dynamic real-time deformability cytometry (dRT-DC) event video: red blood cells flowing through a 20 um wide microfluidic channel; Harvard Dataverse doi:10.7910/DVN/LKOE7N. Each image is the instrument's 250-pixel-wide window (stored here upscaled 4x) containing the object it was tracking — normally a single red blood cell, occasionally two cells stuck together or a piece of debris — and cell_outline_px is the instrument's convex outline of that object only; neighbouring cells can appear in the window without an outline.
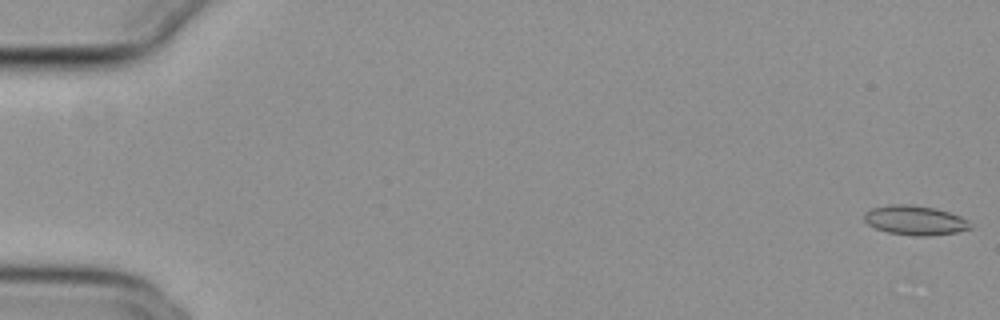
{"species": "common noctule bat (a hibernating species)", "species_latin": "Nyctalus noctula", "temperature_condition": "cold", "stored_images_in_passage": 55, "camera_frame_rate_fps": 3000, "um_per_image_px": 0.085, "animal": {"sex": "female", "body_mass_g": 29.2, "forearm_length_mm": 56.3}, "frame": {"image": 1, "passage_image": 1, "time_ms": 0.0, "image_size_px": [1000, 320], "cell_outline_px": [[972, 228], [956, 232], [928, 236], [916, 236], [888, 232], [876, 228], [868, 224], [864, 220], [864, 212], [872, 208], [892, 204], [912, 204], [936, 208], [960, 216], [968, 220]], "centroid_in_image_um": [77.77, 18.71], "position_along_channel_um": 7.2, "area_um2": 18.21}}
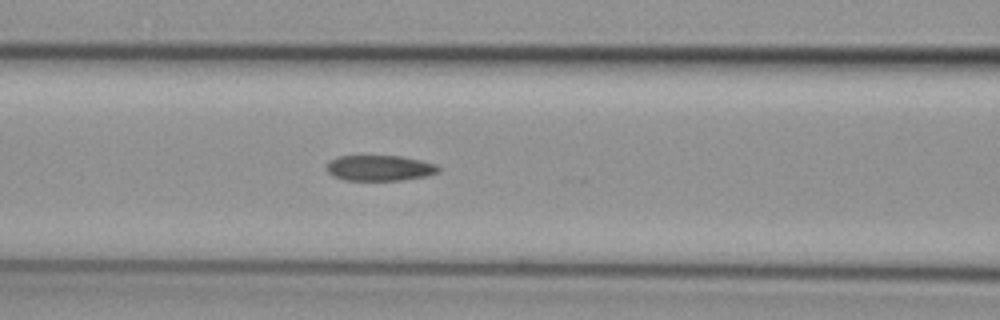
{"frame": {"image": 2, "passage_image": 24, "time_ms": 7.667, "image_size_px": [1000, 320], "cell_outline_px": [[440, 172], [428, 176], [400, 180], [344, 180], [332, 176], [328, 172], [328, 160], [336, 156], [400, 156], [420, 160], [436, 164], [440, 168]], "centroid_in_image_um": [32.28, 14.28], "position_along_channel_um": 134.3, "area_um2": 16.76}}
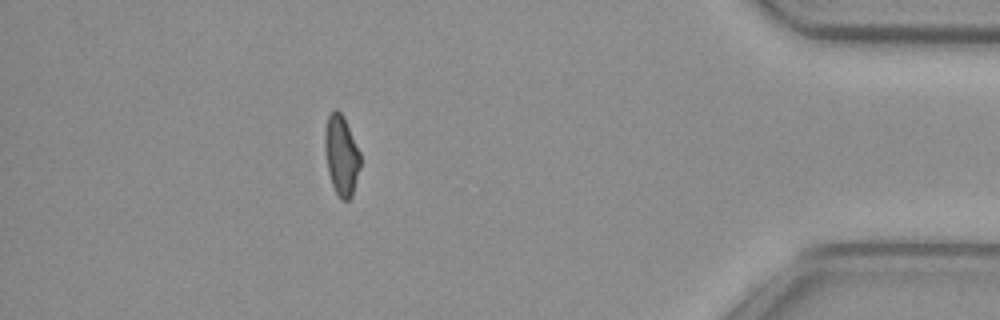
{"frame": {"image": 3, "passage_image": 49, "time_ms": 16.0, "image_size_px": [1000, 320], "cell_outline_px": [[360, 168], [352, 196], [348, 200], [340, 200], [332, 184], [328, 172], [324, 148], [324, 132], [328, 116], [332, 108], [336, 108], [344, 116], [360, 152]], "centroid_in_image_um": [29.01, 13.17], "position_along_channel_um": 406.2, "area_um2": 16.76}, "authors_computed_cell_mechanics": {"area_um2": 17.3978, "velocity_mm_per_s": 3.82, "shape_relaxation_time_tau1_ms": null, "shape_relaxation_time_tau2_ms": 7.4816, "deformation_change_tau1": null, "deformation_change_tau2": 0.1425}}